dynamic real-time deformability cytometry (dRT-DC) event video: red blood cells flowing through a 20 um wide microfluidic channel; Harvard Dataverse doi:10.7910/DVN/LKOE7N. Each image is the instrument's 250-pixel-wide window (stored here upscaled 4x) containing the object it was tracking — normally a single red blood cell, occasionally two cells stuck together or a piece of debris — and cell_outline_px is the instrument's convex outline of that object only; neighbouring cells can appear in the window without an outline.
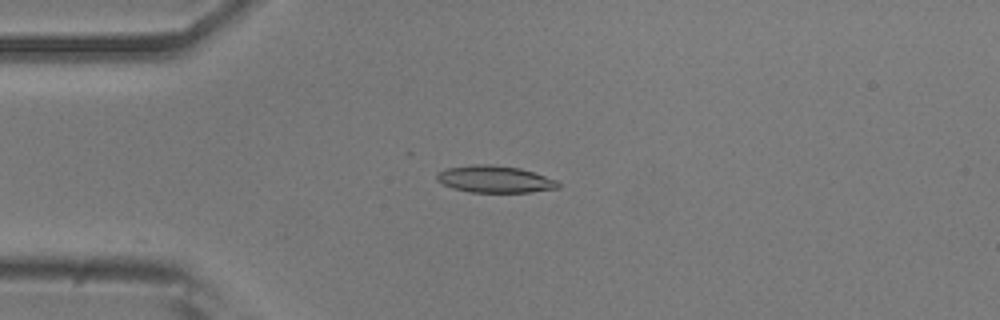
{"species": "common noctule bat (a hibernating species)", "species_latin": "Nyctalus noctula", "temperature_condition": "room temperature", "stored_images_in_passage": 8, "camera_frame_rate_fps": 3000, "um_per_image_px": 0.085, "animal": {"sex": "male", "body_mass_g": 20.5, "forearm_length_mm": 52.5}, "frame": {"image": 1, "passage_image": 1, "time_ms": 0.0, "image_size_px": [1000, 320], "cell_outline_px": [[560, 188], [532, 192], [468, 192], [452, 188], [436, 180], [436, 176], [440, 172], [448, 168], [472, 164], [492, 164], [520, 168], [556, 180], [560, 184]], "centroid_in_image_um": [42.06, 15.23], "position_along_channel_um": 42.9, "area_um2": 19.02}}
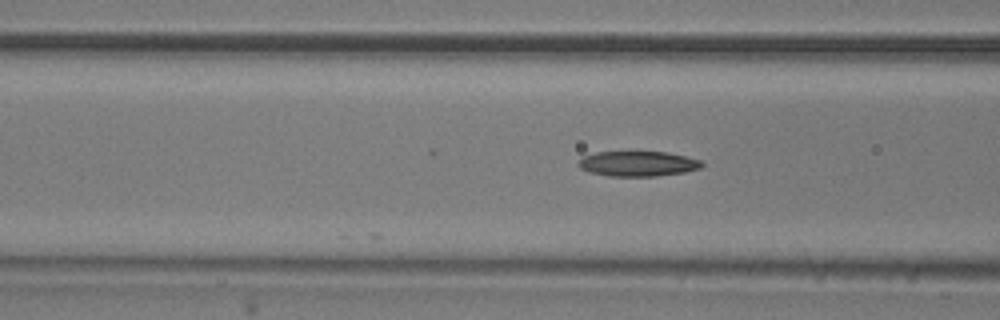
{"frame": {"image": 2, "passage_image": 8, "time_ms": 2.333, "image_size_px": [1000, 320], "cell_outline_px": [[704, 164], [700, 168], [684, 172], [656, 176], [608, 176], [588, 172], [580, 168], [576, 164], [584, 156], [596, 152], [628, 148], [668, 152], [700, 160]], "centroid_in_image_um": [54.16, 13.86], "position_along_channel_um": 112.4, "area_um2": 19.07}}